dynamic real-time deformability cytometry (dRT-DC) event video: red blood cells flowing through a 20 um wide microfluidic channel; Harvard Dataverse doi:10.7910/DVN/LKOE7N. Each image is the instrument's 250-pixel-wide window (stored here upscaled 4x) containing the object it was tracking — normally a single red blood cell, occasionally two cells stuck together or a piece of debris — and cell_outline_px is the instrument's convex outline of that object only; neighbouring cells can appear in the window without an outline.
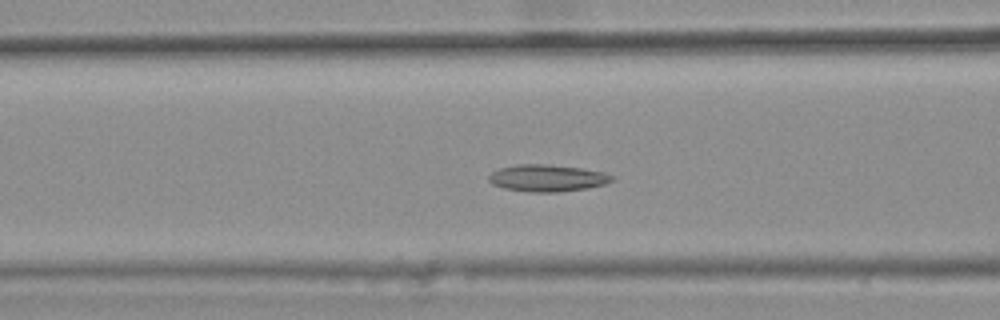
{"species": "common noctule bat (a hibernating species)", "species_latin": "Nyctalus noctula", "temperature_condition": "warm", "stored_images_in_passage": 43, "camera_frame_rate_fps": 3000, "um_per_image_px": 0.085, "animal": {"sex": "female", "body_mass_g": 25.1}, "frame": {"image": 1, "passage_image": 19, "time_ms": 6.0, "image_size_px": [1000, 320], "cell_outline_px": [[616, 176], [612, 180], [604, 184], [588, 188], [560, 192], [532, 192], [504, 188], [492, 184], [488, 180], [488, 176], [492, 172], [500, 168], [516, 164], [544, 164], [580, 168], [604, 172]], "centroid_in_image_um": [46.52, 15.13], "position_along_channel_um": 120.1, "area_um2": 19.31}}
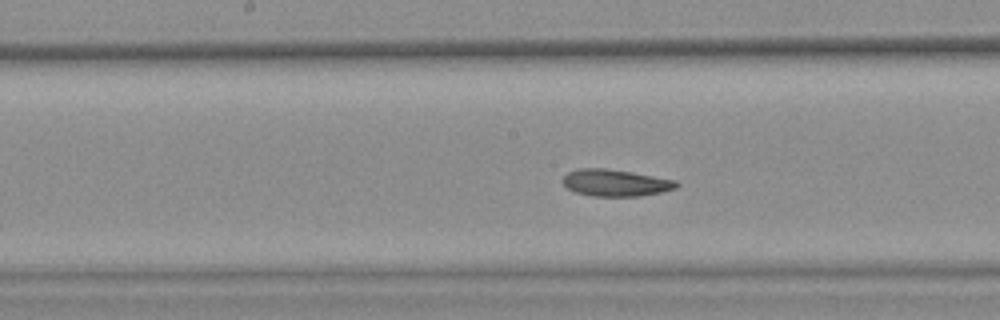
{"frame": {"image": 2, "passage_image": 25, "time_ms": 8.0, "image_size_px": [1000, 320], "cell_outline_px": [[680, 184], [676, 188], [660, 192], [640, 196], [592, 196], [576, 192], [568, 188], [564, 184], [564, 176], [568, 172], [576, 168], [608, 168], [632, 172], [676, 180]], "centroid_in_image_um": [52.33, 15.53], "position_along_channel_um": 195.9, "area_um2": 17.74}}
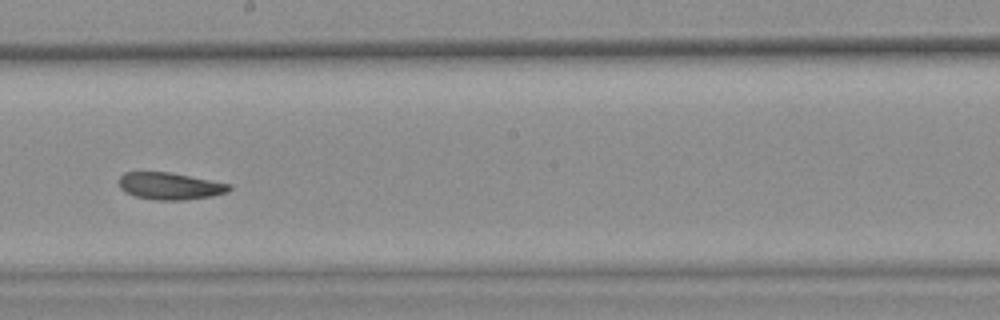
{"frame": {"image": 3, "passage_image": 28, "time_ms": 9.0, "image_size_px": [1000, 320], "cell_outline_px": [[232, 188], [228, 192], [212, 196], [184, 200], [156, 200], [136, 196], [124, 192], [120, 188], [120, 176], [124, 172], [168, 172], [232, 184]], "centroid_in_image_um": [14.46, 15.82], "position_along_channel_um": 233.7, "area_um2": 17.34}, "authors_computed_cell_mechanics": {"area_um2": 18.3804, "velocity_mm_per_s": 3.8082, "shape_relaxation_time_tau1_ms": 10.4046, "shape_relaxation_time_tau2_ms": 3.921, "deformation_change_tau1": 0.181, "deformation_change_tau2": 0.1133}}